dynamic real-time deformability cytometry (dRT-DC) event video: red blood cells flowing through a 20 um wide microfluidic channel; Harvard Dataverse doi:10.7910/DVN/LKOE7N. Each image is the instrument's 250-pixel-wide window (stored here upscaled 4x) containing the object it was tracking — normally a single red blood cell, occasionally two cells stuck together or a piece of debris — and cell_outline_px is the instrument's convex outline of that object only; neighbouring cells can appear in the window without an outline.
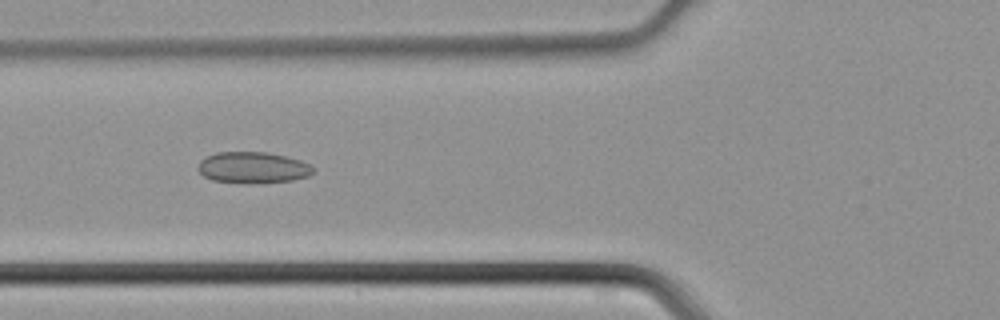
{"species": "common noctule bat (a hibernating species)", "species_latin": "Nyctalus noctula", "temperature_condition": "cold", "stored_images_in_passage": 44, "camera_frame_rate_fps": 3000, "um_per_image_px": 0.085, "animal": {"sex": "male", "body_mass_g": 21.5, "forearm_length_mm": 52.0}, "frame": {"image": 1, "passage_image": 16, "time_ms": 5.0, "image_size_px": [1000, 320], "cell_outline_px": [[312, 172], [308, 176], [292, 180], [244, 184], [212, 180], [204, 176], [196, 168], [200, 160], [216, 152], [268, 152], [300, 160], [312, 164]], "centroid_in_image_um": [21.46, 14.24], "position_along_channel_um": 104.3, "area_um2": 21.04}}
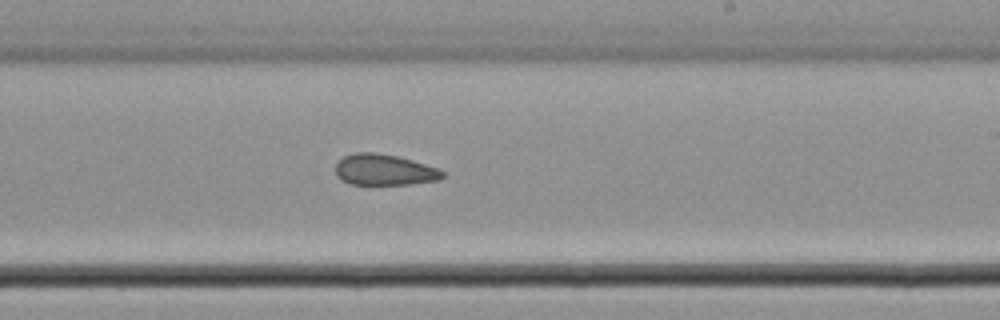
{"frame": {"image": 2, "passage_image": 26, "time_ms": 8.333, "image_size_px": [1000, 320], "cell_outline_px": [[444, 176], [440, 180], [408, 184], [352, 184], [340, 180], [336, 176], [336, 164], [344, 156], [356, 152], [372, 152], [396, 156], [412, 160], [436, 168], [444, 172]], "centroid_in_image_um": [32.64, 14.44], "position_along_channel_um": 256.4, "area_um2": 19.19}}
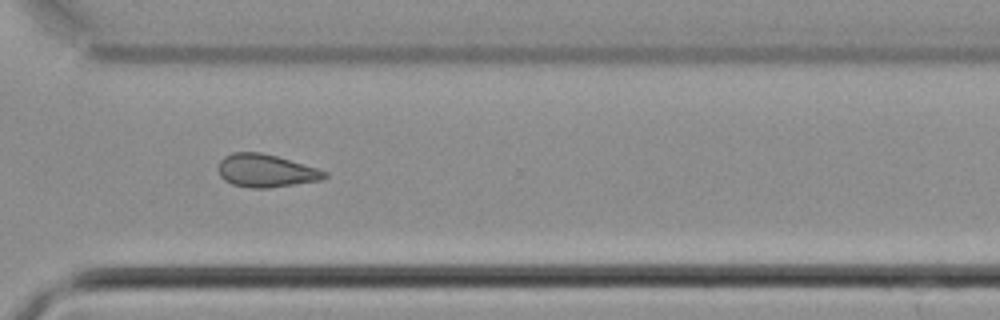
{"frame": {"image": 3, "passage_image": 32, "time_ms": 10.333, "image_size_px": [1000, 320], "cell_outline_px": [[328, 176], [324, 180], [268, 188], [252, 188], [232, 184], [224, 180], [220, 176], [220, 160], [224, 156], [232, 152], [260, 152], [276, 156], [316, 168], [328, 172]], "centroid_in_image_um": [22.62, 14.52], "position_along_channel_um": 348.0, "area_um2": 20.29}}